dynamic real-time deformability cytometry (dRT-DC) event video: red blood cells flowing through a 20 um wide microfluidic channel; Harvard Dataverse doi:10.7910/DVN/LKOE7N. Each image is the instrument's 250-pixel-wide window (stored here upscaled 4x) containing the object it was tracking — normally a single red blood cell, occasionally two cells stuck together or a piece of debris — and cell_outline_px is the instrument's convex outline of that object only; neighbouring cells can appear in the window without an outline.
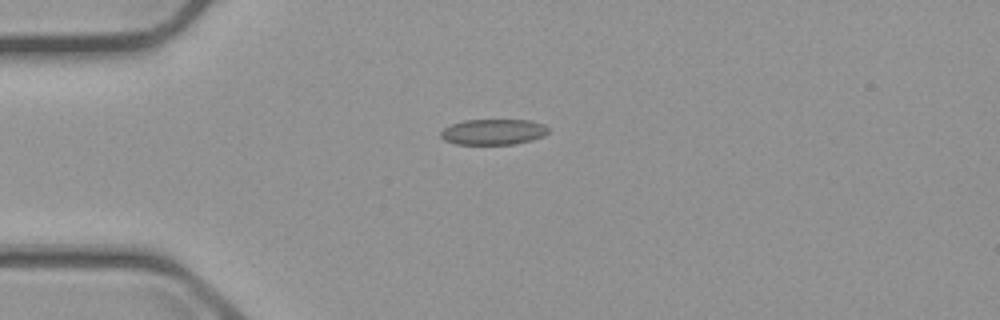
{"species": "common noctule bat (a hibernating species)", "species_latin": "Nyctalus noctula", "temperature_condition": "cold", "stored_images_in_passage": 5, "camera_frame_rate_fps": 3000, "um_per_image_px": 0.085, "animal": {"sex": "male", "body_mass_g": 23.1, "forearm_length_mm": 52.7}, "frame": {"image": 1, "passage_image": 1, "time_ms": 0.0, "image_size_px": [1000, 320], "cell_outline_px": [[548, 132], [544, 136], [532, 140], [512, 144], [456, 144], [444, 140], [440, 136], [440, 132], [444, 128], [452, 124], [464, 120], [532, 120], [544, 124], [548, 128]], "centroid_in_image_um": [41.94, 11.21], "position_along_channel_um": 43.1, "area_um2": 16.13}}
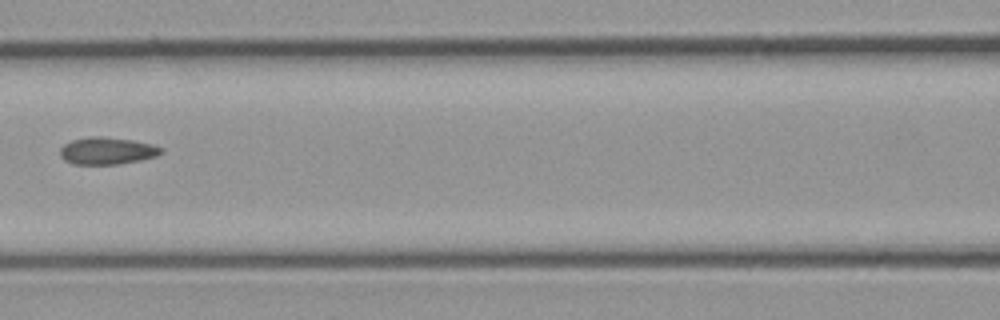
{"frame": {"image": 2, "passage_image": 4, "time_ms": 3.667, "image_size_px": [1000, 320], "cell_outline_px": [[164, 152], [156, 156], [140, 160], [116, 164], [72, 164], [64, 160], [60, 156], [60, 148], [64, 144], [72, 140], [92, 136], [100, 136], [132, 140], [152, 144], [164, 148]], "centroid_in_image_um": [9.1, 12.82], "position_along_channel_um": 157.5, "area_um2": 16.01}}
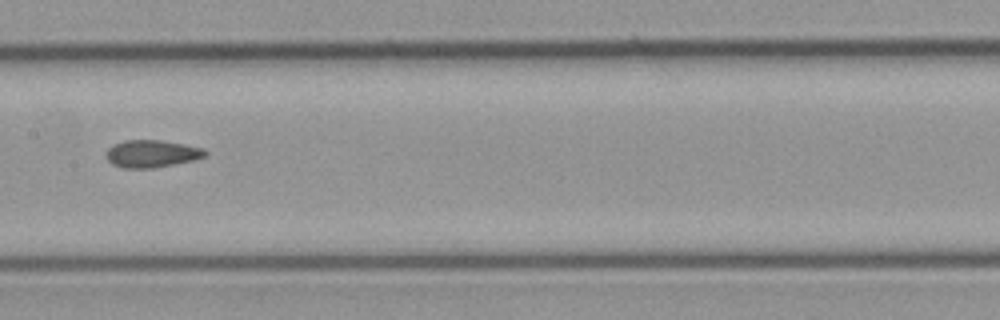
{"frame": {"image": 3, "passage_image": 5, "time_ms": 4.667, "image_size_px": [1000, 320], "cell_outline_px": [[208, 156], [192, 160], [152, 168], [124, 168], [112, 164], [104, 156], [108, 148], [112, 144], [124, 140], [160, 140], [184, 144], [204, 148], [208, 152]], "centroid_in_image_um": [12.88, 13.05], "position_along_channel_um": 194.5, "area_um2": 15.9}}